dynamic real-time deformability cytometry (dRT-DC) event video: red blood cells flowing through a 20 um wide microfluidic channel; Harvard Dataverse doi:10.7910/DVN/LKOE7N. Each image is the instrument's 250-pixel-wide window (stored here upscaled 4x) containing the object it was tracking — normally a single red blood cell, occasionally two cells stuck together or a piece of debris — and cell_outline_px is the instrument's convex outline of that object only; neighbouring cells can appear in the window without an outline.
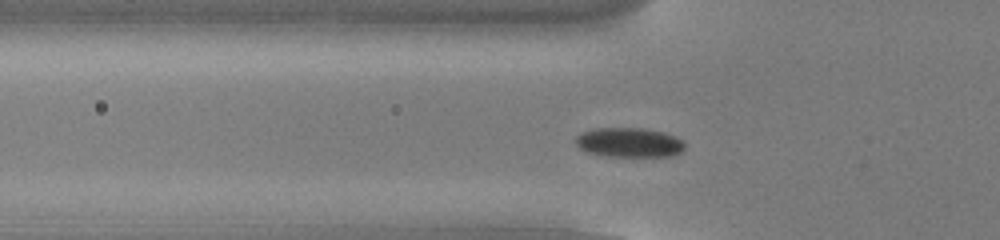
{"species": "common noctule bat (a hibernating species)", "species_latin": "Nyctalus noctula", "temperature_condition": "cold", "stored_images_in_passage": 47, "camera_frame_rate_fps": 3000, "um_per_image_px": 0.085, "animal": {"sex": "male", "body_mass_g": 13.0, "forearm_length_mm": 53.1}, "frame": {"image": 1, "passage_image": 11, "time_ms": 3.333, "image_size_px": [1000, 240], "cell_outline_px": [[684, 148], [680, 152], [672, 156], [608, 156], [588, 152], [580, 148], [576, 144], [576, 136], [584, 132], [596, 128], [644, 128], [664, 132], [676, 136], [684, 140]], "centroid_in_image_um": [53.52, 12.1], "position_along_channel_um": 72.3, "area_um2": 18.73}}
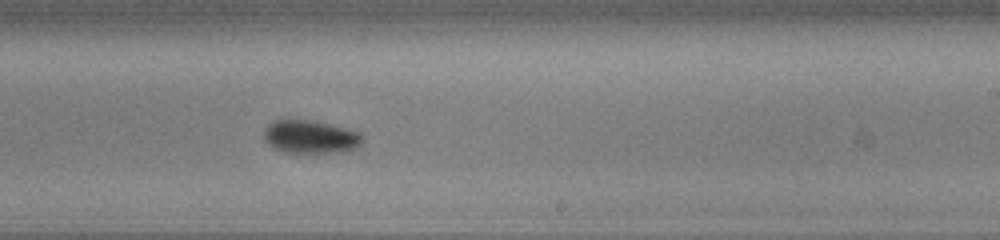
{"frame": {"image": 2, "passage_image": 26, "time_ms": 8.333, "image_size_px": [1000, 240], "cell_outline_px": [[364, 140], [356, 148], [348, 152], [280, 152], [272, 148], [264, 140], [264, 128], [272, 120], [308, 120], [328, 124], [360, 132], [364, 136]], "centroid_in_image_um": [26.38, 11.64], "position_along_channel_um": 262.6, "area_um2": 19.19}}
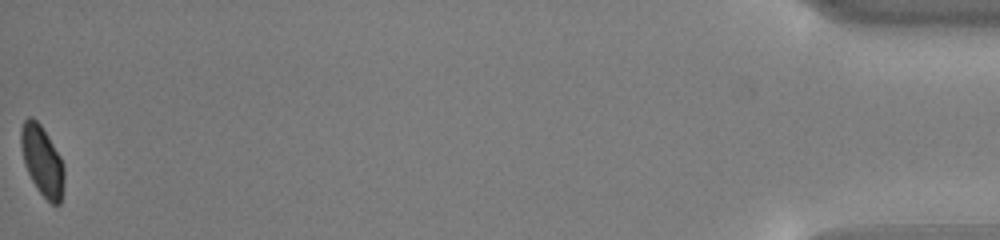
{"frame": {"image": 3, "passage_image": 47, "time_ms": 15.333, "image_size_px": [1000, 240], "cell_outline_px": [[64, 184], [60, 204], [52, 204], [36, 188], [24, 164], [20, 144], [20, 128], [24, 120], [28, 116], [32, 116], [40, 124], [48, 136], [60, 156], [64, 168]], "centroid_in_image_um": [3.57, 13.64], "position_along_channel_um": 431.6, "area_um2": 17.63}, "authors_computed_cell_mechanics": {"area_um2": 18.6694, "velocity_mm_per_s": 3.8187, "shape_relaxation_time_tau1_ms": 1.7827, "shape_relaxation_time_tau2_ms": null, "deformation_change_tau1": 0.0577, "deformation_change_tau2": null}}